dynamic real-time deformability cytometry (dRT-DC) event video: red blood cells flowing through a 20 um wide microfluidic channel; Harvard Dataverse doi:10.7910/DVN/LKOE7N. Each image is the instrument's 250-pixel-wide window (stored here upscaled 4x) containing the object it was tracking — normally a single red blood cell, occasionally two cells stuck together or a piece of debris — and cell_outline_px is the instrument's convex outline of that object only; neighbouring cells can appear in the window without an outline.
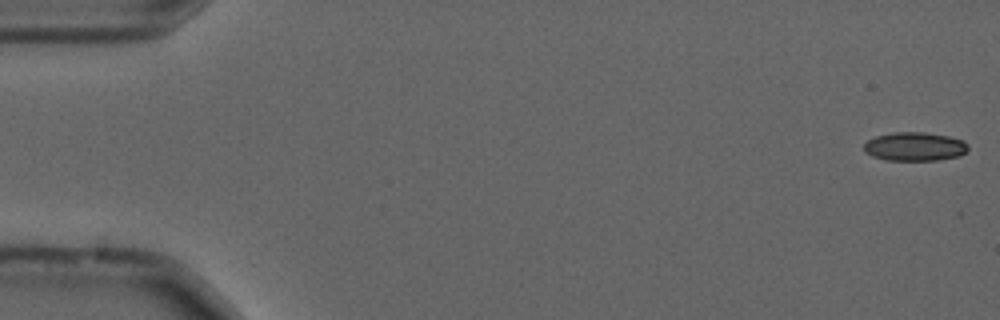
{"species": "common noctule bat (a hibernating species)", "species_latin": "Nyctalus noctula", "temperature_condition": "cold", "stored_images_in_passage": 55, "camera_frame_rate_fps": 3000, "um_per_image_px": 0.085, "animal": {"sex": "male", "forearm_length_mm": 52.5}, "frame": {"image": 1, "passage_image": 1, "time_ms": 0.0, "image_size_px": [1000, 320], "cell_outline_px": [[968, 152], [960, 156], [936, 160], [884, 160], [872, 156], [864, 152], [864, 144], [868, 140], [876, 136], [892, 132], [924, 132], [948, 136], [964, 140], [968, 144]], "centroid_in_image_um": [77.77, 12.46], "position_along_channel_um": 7.2, "area_um2": 17.63}}
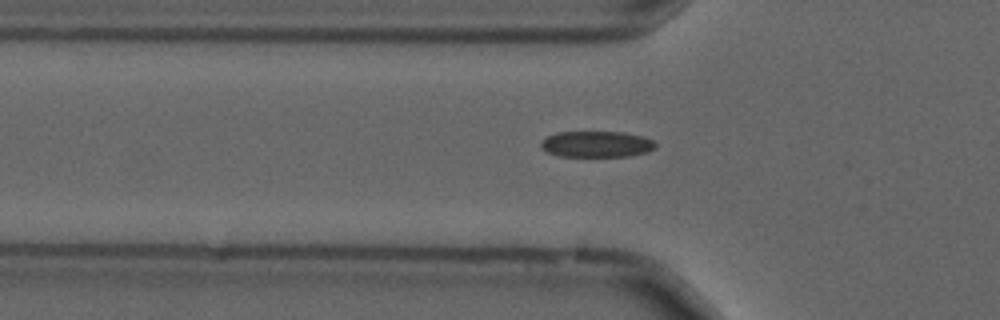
{"frame": {"image": 2, "passage_image": 18, "time_ms": 5.667, "image_size_px": [1000, 320], "cell_outline_px": [[656, 148], [648, 152], [628, 156], [556, 156], [540, 148], [540, 144], [548, 136], [556, 132], [624, 132], [640, 136], [652, 140], [656, 144]], "centroid_in_image_um": [50.7, 12.26], "position_along_channel_um": 75.1, "area_um2": 17.4}}
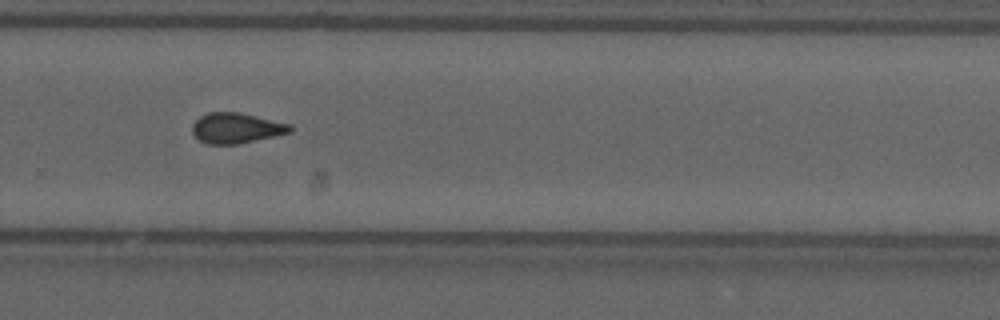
{"frame": {"image": 3, "passage_image": 37, "time_ms": 12.0, "image_size_px": [1000, 320], "cell_outline_px": [[292, 132], [276, 136], [236, 144], [208, 144], [200, 140], [192, 132], [192, 124], [200, 116], [208, 112], [240, 112], [292, 124]], "centroid_in_image_um": [20.11, 10.88], "position_along_channel_um": 309.7, "area_um2": 17.4}, "authors_computed_cell_mechanics": {"area_um2": 17.4556, "velocity_mm_per_s": 3.7026, "shape_relaxation_time_tau1_ms": null, "shape_relaxation_time_tau2_ms": 2.7106, "deformation_change_tau1": null, "deformation_change_tau2": 0.0936}}